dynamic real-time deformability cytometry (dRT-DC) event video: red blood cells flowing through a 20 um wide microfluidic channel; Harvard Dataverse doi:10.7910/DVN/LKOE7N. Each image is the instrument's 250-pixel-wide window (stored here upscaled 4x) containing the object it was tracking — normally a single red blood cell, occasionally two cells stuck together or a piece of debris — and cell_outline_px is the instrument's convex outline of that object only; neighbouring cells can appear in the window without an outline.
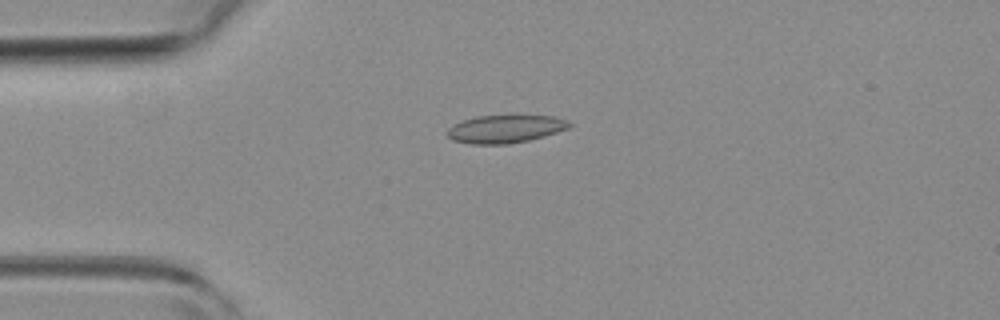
{"species": "common noctule bat (a hibernating species)", "species_latin": "Nyctalus noctula", "temperature_condition": "room temperature", "stored_images_in_passage": 3, "camera_frame_rate_fps": 3000, "um_per_image_px": 0.085, "animal": {"sex": "female", "body_mass_g": 19.3, "forearm_length_mm": 54.1}, "frame": {"image": 1, "passage_image": 3, "time_ms": 0.667, "image_size_px": [1000, 320], "cell_outline_px": [[572, 124], [568, 128], [544, 136], [528, 140], [508, 144], [468, 144], [452, 140], [444, 132], [452, 124], [476, 116], [552, 116], [568, 120]], "centroid_in_image_um": [42.89, 10.97], "position_along_channel_um": 42.1, "area_um2": 19.83}}